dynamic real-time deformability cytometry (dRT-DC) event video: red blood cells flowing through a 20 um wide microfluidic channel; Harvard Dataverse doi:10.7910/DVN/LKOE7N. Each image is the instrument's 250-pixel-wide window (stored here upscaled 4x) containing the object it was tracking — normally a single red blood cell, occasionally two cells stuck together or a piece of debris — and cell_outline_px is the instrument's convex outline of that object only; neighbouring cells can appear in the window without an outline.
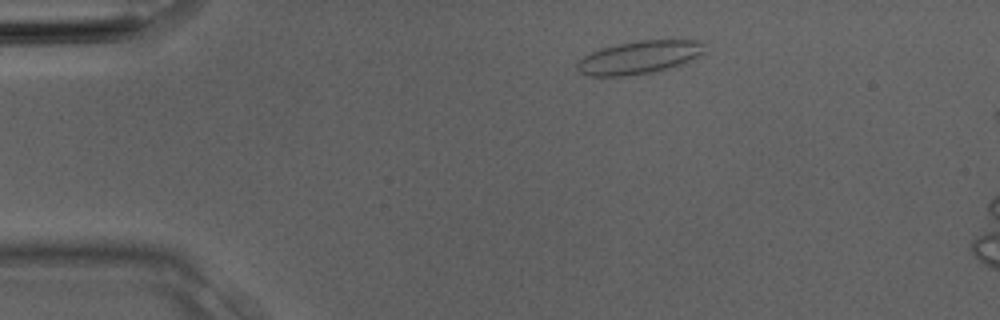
{"species": "Egyptian fruit bat (a non-hibernating species)", "species_latin": "Rousettus aegyptiacus", "temperature_condition": "room temperature", "stored_images_in_passage": 3, "camera_frame_rate_fps": 3000, "um_per_image_px": 0.085, "animal": {"sex": "male"}, "frame": {"image": 1, "passage_image": 2, "time_ms": 0.333, "image_size_px": [1000, 320], "cell_outline_px": [[704, 52], [692, 60], [676, 68], [652, 72], [624, 76], [588, 76], [580, 72], [576, 68], [576, 64], [584, 56], [600, 48], [636, 40], [700, 40]], "centroid_in_image_um": [54.34, 4.89], "position_along_channel_um": 30.7, "area_um2": 24.68}}